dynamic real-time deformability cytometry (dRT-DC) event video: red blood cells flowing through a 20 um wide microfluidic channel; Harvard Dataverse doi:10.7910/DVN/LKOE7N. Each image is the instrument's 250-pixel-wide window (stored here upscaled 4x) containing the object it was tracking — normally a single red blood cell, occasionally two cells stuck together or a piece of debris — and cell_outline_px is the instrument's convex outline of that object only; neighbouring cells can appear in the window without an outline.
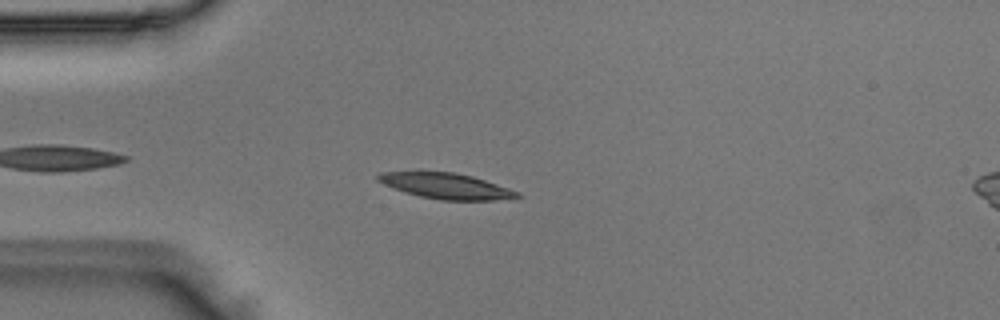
{"species": "Egyptian fruit bat (a non-hibernating species)", "species_latin": "Rousettus aegyptiacus", "temperature_condition": "room temperature", "stored_images_in_passage": 36, "camera_frame_rate_fps": 3000, "um_per_image_px": 0.085, "animal": {"sex": "male"}, "frame": {"image": 1, "passage_image": 5, "time_ms": 1.333, "image_size_px": [1000, 320], "cell_outline_px": [[524, 196], [492, 200], [440, 200], [420, 196], [404, 192], [392, 188], [376, 180], [376, 176], [380, 172], [420, 168], [452, 172], [472, 176], [520, 192]], "centroid_in_image_um": [37.78, 15.75], "position_along_channel_um": 47.2, "area_um2": 21.68}}
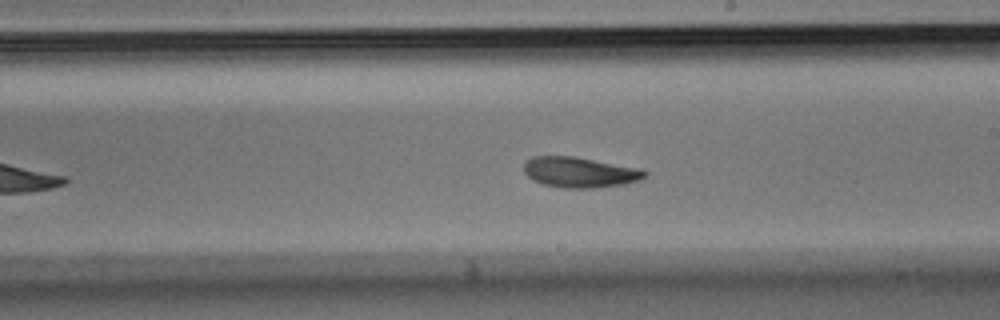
{"frame": {"image": 2, "passage_image": 21, "time_ms": 6.667, "image_size_px": [1000, 320], "cell_outline_px": [[648, 176], [624, 184], [596, 188], [564, 188], [544, 184], [532, 180], [524, 172], [524, 160], [532, 156], [576, 156], [644, 168], [648, 172]], "centroid_in_image_um": [49.31, 14.62], "position_along_channel_um": 239.7, "area_um2": 21.91}}
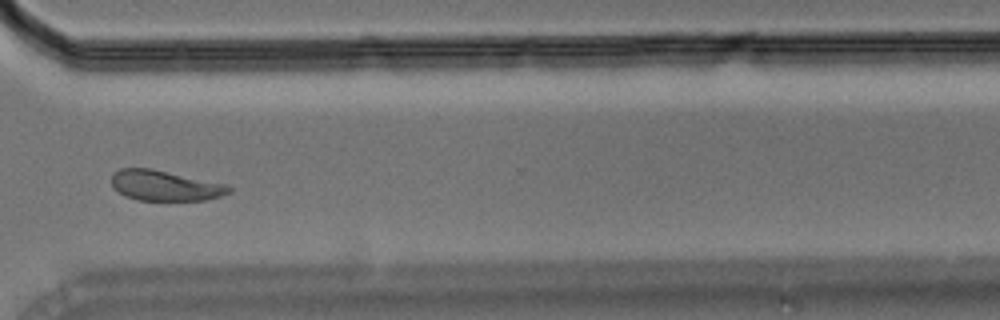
{"frame": {"image": 3, "passage_image": 30, "time_ms": 9.667, "image_size_px": [1000, 320], "cell_outline_px": [[232, 192], [220, 196], [204, 200], [136, 200], [124, 196], [112, 184], [112, 172], [120, 168], [152, 168], [228, 184], [232, 188]], "centroid_in_image_um": [14.05, 15.76], "position_along_channel_um": 356.6, "area_um2": 20.92}}